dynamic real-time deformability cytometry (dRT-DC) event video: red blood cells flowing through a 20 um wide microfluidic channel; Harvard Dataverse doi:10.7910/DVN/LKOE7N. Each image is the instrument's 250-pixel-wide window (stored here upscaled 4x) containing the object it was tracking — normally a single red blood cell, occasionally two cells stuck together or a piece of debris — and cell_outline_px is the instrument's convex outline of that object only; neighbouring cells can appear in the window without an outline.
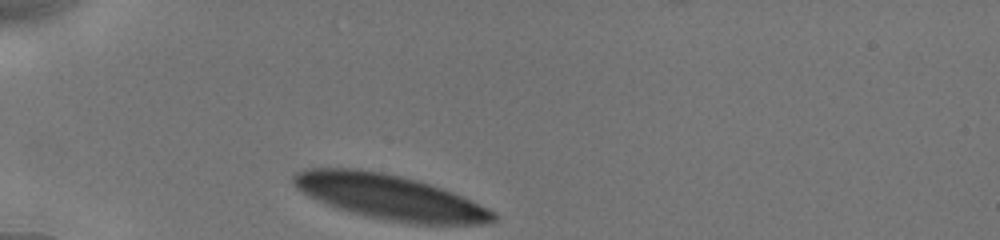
{"species": "human", "species_latin": "Homo sapiens", "temperature_condition": "cold", "stored_images_in_passage": 25, "camera_frame_rate_fps": 3000, "um_per_image_px": 0.085, "donor": {"sex": "male"}, "frame": {"image": 1, "passage_image": 1, "time_ms": 0.0, "image_size_px": [1000, 240], "cell_outline_px": [[496, 220], [488, 224], [408, 224], [384, 220], [336, 208], [308, 196], [300, 192], [292, 184], [292, 176], [296, 172], [304, 168], [356, 168], [380, 172], [400, 176], [416, 180], [452, 192], [488, 208], [496, 216]], "centroid_in_image_um": [33.07, 16.75], "position_along_channel_um": 51.9, "area_um2": 52.14}}
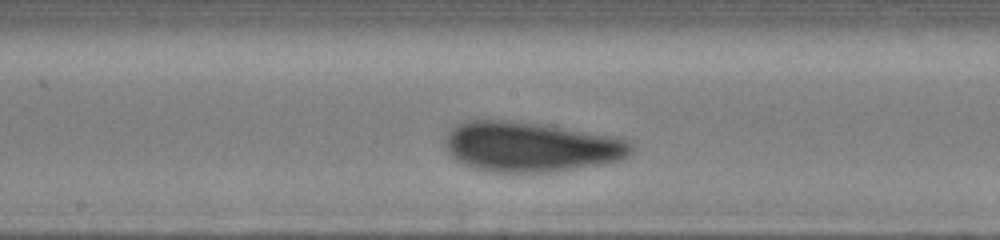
{"frame": {"image": 2, "passage_image": 11, "time_ms": 4.667, "image_size_px": [1000, 240], "cell_outline_px": [[636, 148], [624, 160], [548, 172], [488, 172], [464, 164], [456, 160], [448, 152], [444, 140], [448, 132], [456, 124], [468, 120], [508, 120], [548, 124], [612, 136], [628, 140]], "centroid_in_image_um": [45.13, 12.46], "position_along_channel_um": 203.1, "area_um2": 54.56}}
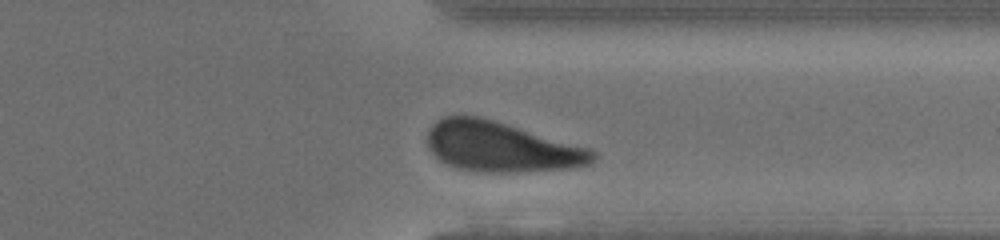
{"frame": {"image": 3, "passage_image": 22, "time_ms": 9.0, "image_size_px": [1000, 240], "cell_outline_px": [[596, 160], [588, 164], [572, 168], [520, 172], [476, 172], [456, 168], [440, 160], [428, 148], [428, 132], [432, 124], [436, 120], [444, 116], [476, 116], [492, 120], [588, 148], [596, 152]], "centroid_in_image_um": [42.57, 12.5], "position_along_channel_um": 368.8, "area_um2": 47.86}}